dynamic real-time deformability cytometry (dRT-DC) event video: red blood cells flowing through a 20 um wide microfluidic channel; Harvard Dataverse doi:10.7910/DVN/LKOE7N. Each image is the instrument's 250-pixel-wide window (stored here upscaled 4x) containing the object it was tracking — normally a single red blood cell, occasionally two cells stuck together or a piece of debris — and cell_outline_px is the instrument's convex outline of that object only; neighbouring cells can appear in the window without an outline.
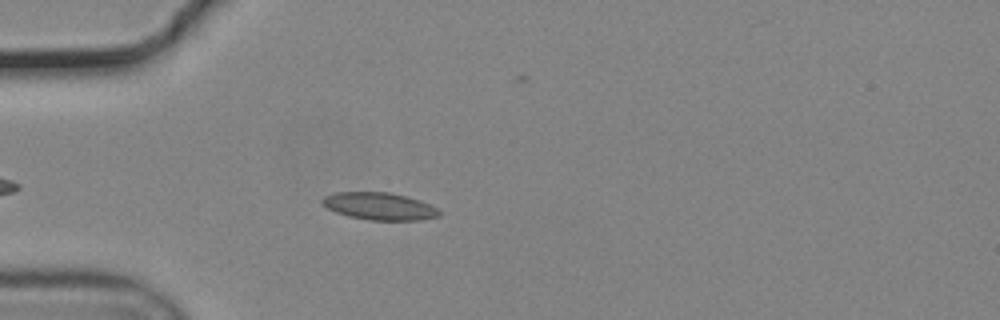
{"species": "common noctule bat (a hibernating species)", "species_latin": "Nyctalus noctula", "temperature_condition": "cold", "stored_images_in_passage": 40, "camera_frame_rate_fps": 3000, "um_per_image_px": 0.085, "animal": {"sex": "male", "body_mass_g": 19.2, "forearm_length_mm": 51.8}, "frame": {"image": 1, "passage_image": 8, "time_ms": 2.333, "image_size_px": [1000, 320], "cell_outline_px": [[440, 216], [420, 220], [368, 220], [348, 216], [336, 212], [320, 204], [320, 200], [324, 196], [336, 192], [388, 192], [404, 196], [428, 204], [436, 208], [440, 212]], "centroid_in_image_um": [32.19, 17.53], "position_along_channel_um": 52.8, "area_um2": 18.5}}
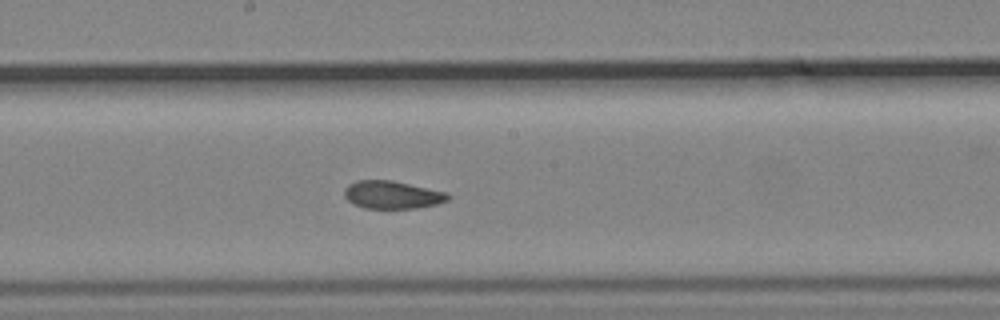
{"frame": {"image": 2, "passage_image": 22, "time_ms": 7.0, "image_size_px": [1000, 320], "cell_outline_px": [[452, 196], [448, 200], [436, 204], [416, 208], [364, 208], [352, 204], [344, 196], [344, 188], [348, 184], [356, 180], [392, 180], [448, 192]], "centroid_in_image_um": [33.33, 16.55], "position_along_channel_um": 214.9, "area_um2": 16.99}}
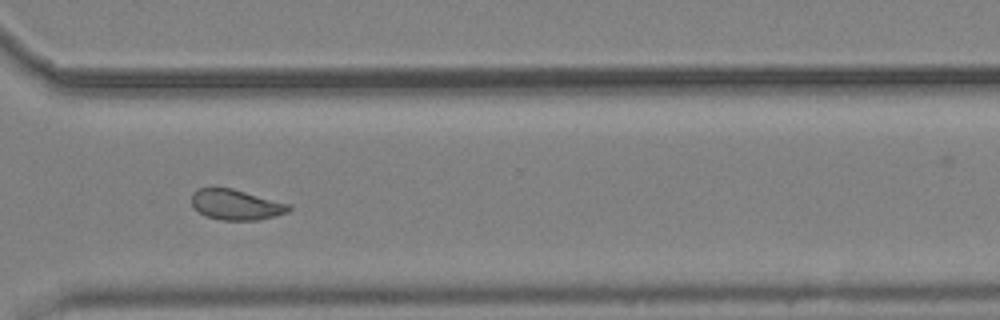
{"frame": {"image": 3, "passage_image": 33, "time_ms": 10.667, "image_size_px": [1000, 320], "cell_outline_px": [[292, 208], [288, 212], [260, 220], [220, 220], [204, 216], [192, 208], [192, 192], [200, 188], [232, 188], [292, 204]], "centroid_in_image_um": [20.07, 17.4], "position_along_channel_um": 350.5, "area_um2": 17.51}, "authors_computed_cell_mechanics": {"area_um2": 17.6868, "velocity_mm_per_s": 3.7192, "shape_relaxation_time_tau1_ms": null, "shape_relaxation_time_tau2_ms": 1.5795, "deformation_change_tau1": null, "deformation_change_tau2": 0.0555}}